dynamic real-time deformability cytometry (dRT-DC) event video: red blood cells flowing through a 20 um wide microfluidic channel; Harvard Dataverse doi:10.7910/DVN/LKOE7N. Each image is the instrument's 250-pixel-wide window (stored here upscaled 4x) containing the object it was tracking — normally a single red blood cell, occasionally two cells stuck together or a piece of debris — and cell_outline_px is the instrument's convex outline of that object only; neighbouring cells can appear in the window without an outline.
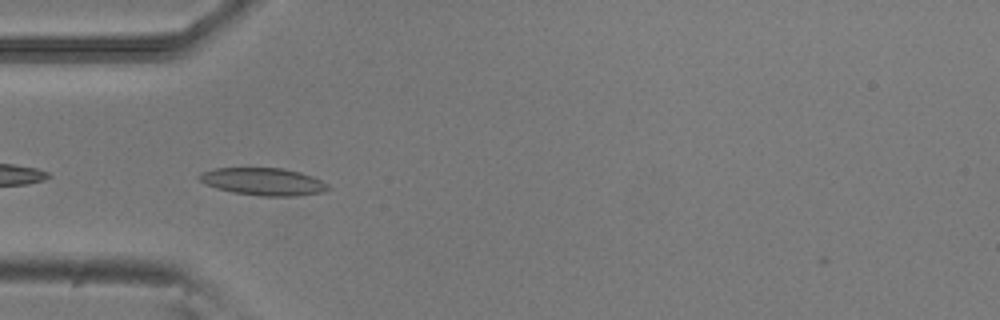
{"species": "common noctule bat (a hibernating species)", "species_latin": "Nyctalus noctula", "temperature_condition": "room temperature", "stored_images_in_passage": 4, "camera_frame_rate_fps": 3000, "um_per_image_px": 0.085, "animal": {"sex": "male", "body_mass_g": 20.5, "forearm_length_mm": 52.5}, "frame": {"image": 1, "passage_image": 2, "time_ms": 0.333, "image_size_px": [1000, 320], "cell_outline_px": [[332, 188], [320, 192], [296, 196], [260, 196], [232, 192], [216, 188], [204, 184], [196, 176], [204, 172], [216, 168], [284, 168], [300, 172], [312, 176], [328, 184]], "centroid_in_image_um": [22.38, 15.44], "position_along_channel_um": 62.6, "area_um2": 20.58}}